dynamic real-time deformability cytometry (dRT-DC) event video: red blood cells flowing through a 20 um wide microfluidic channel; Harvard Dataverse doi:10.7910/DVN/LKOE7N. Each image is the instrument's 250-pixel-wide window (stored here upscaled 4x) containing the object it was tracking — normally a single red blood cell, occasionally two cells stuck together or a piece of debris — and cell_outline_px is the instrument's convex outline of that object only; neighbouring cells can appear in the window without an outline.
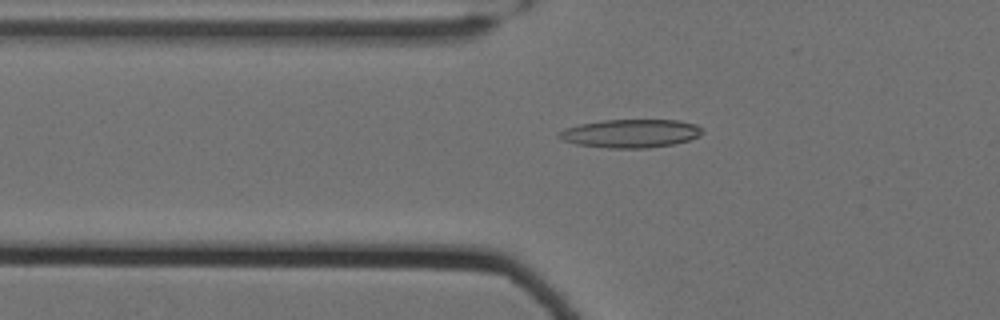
{"species": "Egyptian fruit bat (a non-hibernating species)", "species_latin": "Rousettus aegyptiacus", "temperature_condition": "cold", "stored_images_in_passage": 48, "camera_frame_rate_fps": 3000, "um_per_image_px": 0.085, "animal": {"sex": "female"}, "frame": {"image": 1, "passage_image": 11, "time_ms": 3.333, "image_size_px": [1000, 320], "cell_outline_px": [[700, 136], [688, 140], [672, 144], [648, 148], [608, 148], [576, 144], [564, 140], [556, 136], [556, 132], [564, 128], [580, 124], [604, 120], [676, 120], [696, 124], [700, 128]], "centroid_in_image_um": [53.54, 11.34], "position_along_channel_um": 72.3, "area_um2": 23.58}}
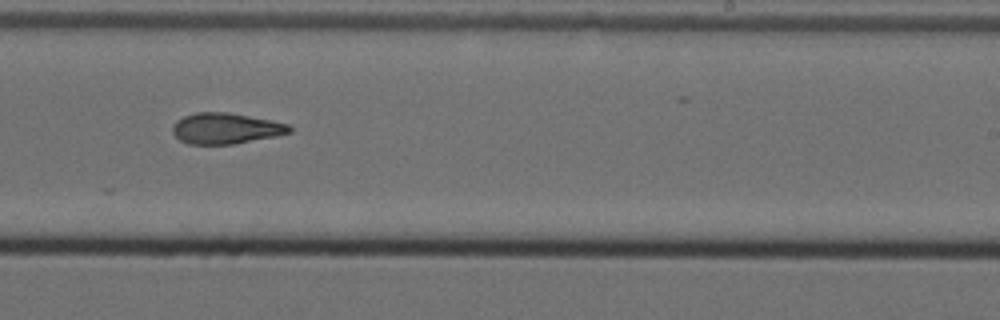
{"frame": {"image": 2, "passage_image": 28, "time_ms": 9.0, "image_size_px": [1000, 320], "cell_outline_px": [[292, 132], [232, 144], [188, 144], [180, 140], [172, 132], [172, 128], [176, 120], [184, 116], [196, 112], [228, 112], [288, 124], [292, 128]], "centroid_in_image_um": [19.13, 10.91], "position_along_channel_um": 269.9, "area_um2": 20.69}}
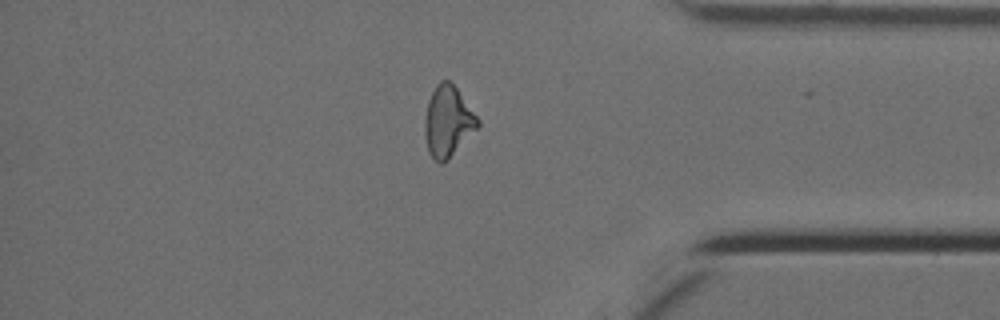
{"frame": {"image": 3, "passage_image": 40, "time_ms": 13.0, "image_size_px": [1000, 320], "cell_outline_px": [[480, 124], [448, 160], [444, 164], [440, 164], [428, 152], [424, 132], [424, 120], [428, 100], [436, 84], [440, 80], [448, 80], [456, 88], [480, 120]], "centroid_in_image_um": [38.04, 10.33], "position_along_channel_um": 397.2, "area_um2": 21.68}}